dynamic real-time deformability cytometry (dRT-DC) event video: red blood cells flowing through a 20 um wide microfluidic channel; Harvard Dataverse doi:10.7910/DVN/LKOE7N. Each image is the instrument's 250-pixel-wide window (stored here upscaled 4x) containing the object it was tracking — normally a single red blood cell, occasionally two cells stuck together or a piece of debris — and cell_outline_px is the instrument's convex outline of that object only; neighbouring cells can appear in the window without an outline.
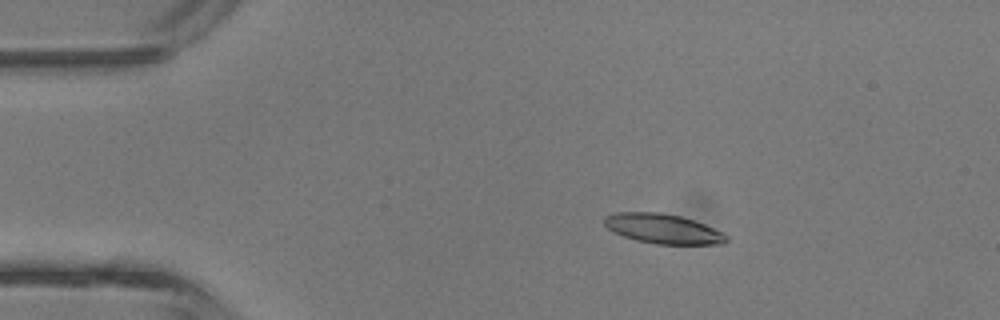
{"species": "common noctule bat (a hibernating species)", "species_latin": "Nyctalus noctula", "temperature_condition": "room temperature", "stored_images_in_passage": 8, "camera_frame_rate_fps": 3000, "um_per_image_px": 0.085, "animal": {"sex": "male", "body_mass_g": 13.3}, "frame": {"image": 1, "passage_image": 2, "time_ms": 0.333, "image_size_px": [1000, 320], "cell_outline_px": [[728, 240], [724, 244], [656, 244], [636, 240], [612, 232], [604, 224], [604, 216], [616, 212], [660, 212], [680, 216], [704, 224], [728, 236]], "centroid_in_image_um": [56.32, 19.44], "position_along_channel_um": 28.7, "area_um2": 21.04}}